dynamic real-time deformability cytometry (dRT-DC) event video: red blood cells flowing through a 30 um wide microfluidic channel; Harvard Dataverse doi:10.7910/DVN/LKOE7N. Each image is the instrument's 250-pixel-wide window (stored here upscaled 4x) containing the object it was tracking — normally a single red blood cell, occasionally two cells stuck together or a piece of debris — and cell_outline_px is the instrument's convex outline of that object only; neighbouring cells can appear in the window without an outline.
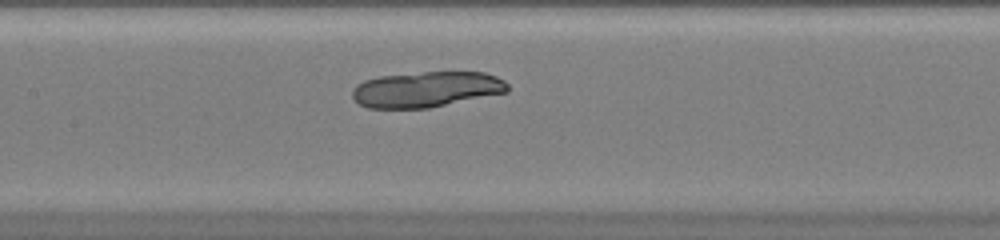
{"species": "common noctule bat (a hibernating species)", "species_latin": "Nyctalus noctula", "temperature_condition": "warm", "stored_images_in_passage": 34, "camera_frame_rate_fps": 3000, "um_per_image_px": 0.085, "animal": {"sex": "female", "body_mass_g": 20.0, "forearm_length_mm": 54.0}, "frame": {"image": 1, "passage_image": 14, "time_ms": 4.333, "image_size_px": [1000, 240], "cell_outline_px": [[508, 92], [428, 108], [368, 108], [360, 104], [352, 96], [352, 88], [356, 84], [364, 80], [380, 76], [424, 72], [484, 72], [496, 76], [504, 80], [508, 84]], "centroid_in_image_um": [36.24, 7.59], "position_along_channel_um": 171.2, "area_um2": 32.25}}
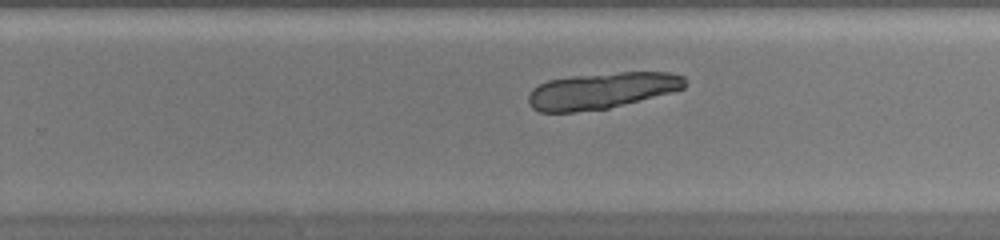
{"frame": {"image": 2, "passage_image": 22, "time_ms": 7.0, "image_size_px": [1000, 240], "cell_outline_px": [[688, 80], [684, 88], [608, 108], [572, 112], [540, 112], [532, 108], [528, 104], [528, 96], [532, 88], [548, 80], [572, 76], [620, 72], [668, 72], [684, 76]], "centroid_in_image_um": [51.11, 7.7], "position_along_channel_um": 278.7, "area_um2": 32.83}}
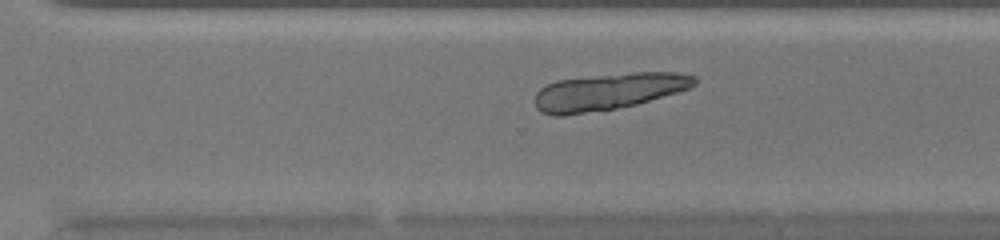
{"frame": {"image": 3, "passage_image": 25, "time_ms": 8.0, "image_size_px": [1000, 240], "cell_outline_px": [[696, 84], [688, 88], [676, 92], [636, 104], [616, 108], [564, 116], [552, 116], [540, 112], [536, 108], [536, 92], [540, 88], [556, 80], [636, 72], [676, 72], [696, 76]], "centroid_in_image_um": [51.68, 7.79], "position_along_channel_um": 318.9, "area_um2": 33.87}}